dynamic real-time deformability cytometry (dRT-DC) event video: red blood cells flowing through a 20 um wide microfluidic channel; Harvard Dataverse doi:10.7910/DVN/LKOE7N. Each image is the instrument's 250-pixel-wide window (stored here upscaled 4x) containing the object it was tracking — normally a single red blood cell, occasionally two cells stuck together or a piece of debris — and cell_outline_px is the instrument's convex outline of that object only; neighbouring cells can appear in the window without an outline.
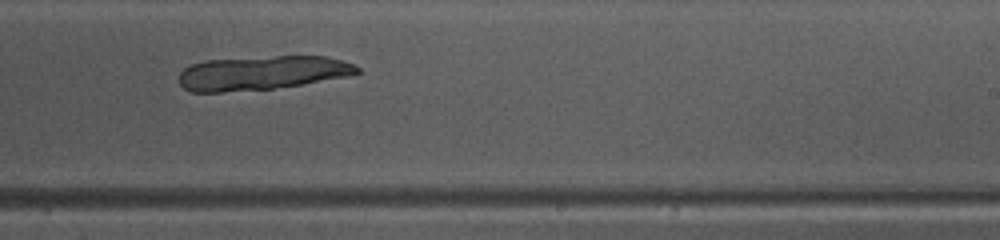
{"species": "common noctule bat (a hibernating species)", "species_latin": "Nyctalus noctula", "temperature_condition": "warm", "stored_images_in_passage": 41, "camera_frame_rate_fps": 3000, "um_per_image_px": 0.085, "animal": {"sex": "female", "body_mass_g": 10.0, "forearm_length_mm": 53.1}, "frame": {"image": 1, "passage_image": 31, "time_ms": 10.0, "image_size_px": [1000, 240], "cell_outline_px": [[360, 72], [348, 76], [300, 84], [272, 88], [220, 92], [192, 92], [184, 88], [180, 84], [180, 72], [184, 68], [192, 64], [208, 60], [276, 56], [328, 56], [352, 64], [360, 68]], "centroid_in_image_um": [22.26, 6.19], "position_along_channel_um": 266.7, "area_um2": 34.91}}